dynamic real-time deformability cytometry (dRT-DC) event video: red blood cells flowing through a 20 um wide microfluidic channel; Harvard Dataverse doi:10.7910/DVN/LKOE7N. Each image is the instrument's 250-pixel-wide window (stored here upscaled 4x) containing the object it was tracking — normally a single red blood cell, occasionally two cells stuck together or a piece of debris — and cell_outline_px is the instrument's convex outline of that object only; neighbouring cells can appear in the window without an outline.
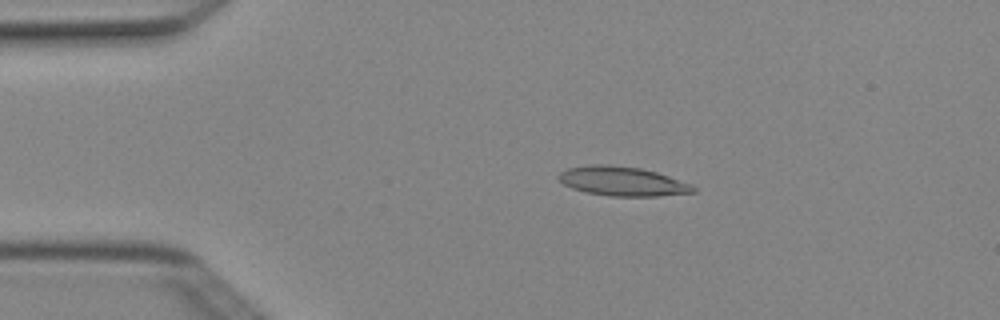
{"species": "Egyptian fruit bat (a non-hibernating species)", "species_latin": "Rousettus aegyptiacus", "temperature_condition": "cold", "stored_images_in_passage": 4, "camera_frame_rate_fps": 3000, "um_per_image_px": 0.085, "animal": {"sex": "female"}, "frame": {"image": 1, "passage_image": 2, "time_ms": 0.333, "image_size_px": [1000, 320], "cell_outline_px": [[696, 192], [656, 196], [612, 196], [588, 192], [572, 188], [564, 184], [556, 176], [560, 172], [568, 168], [592, 164], [608, 164], [640, 168], [656, 172], [692, 184], [696, 188]], "centroid_in_image_um": [52.91, 15.4], "position_along_channel_um": 32.1, "area_um2": 22.83}}
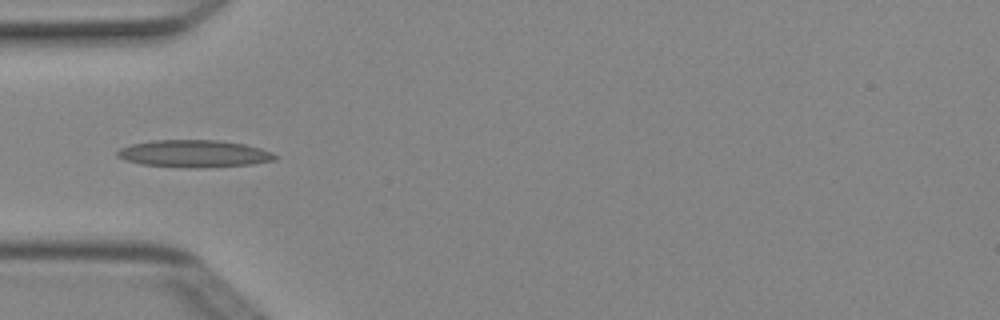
{"frame": {"image": 2, "passage_image": 4, "time_ms": 1.0, "image_size_px": [1000, 320], "cell_outline_px": [[280, 156], [276, 160], [252, 164], [196, 168], [140, 164], [124, 160], [116, 156], [116, 152], [120, 148], [132, 144], [152, 140], [216, 140], [244, 144], [260, 148], [272, 152]], "centroid_in_image_um": [16.51, 13.06], "position_along_channel_um": 68.5, "area_um2": 25.09}}